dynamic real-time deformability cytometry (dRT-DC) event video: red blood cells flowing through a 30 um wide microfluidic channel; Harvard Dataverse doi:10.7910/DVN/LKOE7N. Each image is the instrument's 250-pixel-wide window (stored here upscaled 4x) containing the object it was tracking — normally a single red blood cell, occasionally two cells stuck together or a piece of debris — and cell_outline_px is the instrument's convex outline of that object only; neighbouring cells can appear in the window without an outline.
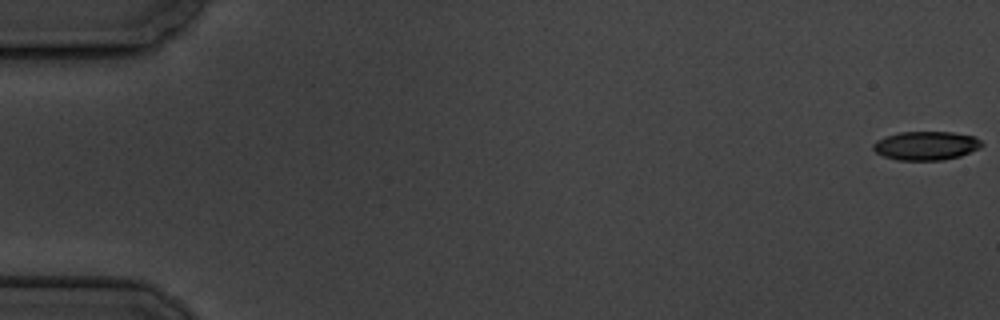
{"species": "common noctule bat (a hibernating species)", "species_latin": "Nyctalus noctula", "temperature_condition": "cold", "stored_images_in_passage": 6, "camera_frame_rate_fps": 3000, "um_per_image_px": 0.085, "animal": {"sex": "male", "body_mass_g": 19.5, "forearm_length_mm": 54.6}, "frame": {"image": 1, "passage_image": 1, "time_ms": 0.0, "image_size_px": [1000, 320], "cell_outline_px": [[984, 144], [980, 148], [960, 156], [944, 160], [896, 160], [884, 156], [876, 152], [872, 148], [872, 144], [876, 140], [884, 136], [900, 132], [952, 132], [976, 136]], "centroid_in_image_um": [78.71, 12.38], "position_along_channel_um": 6.3, "area_um2": 18.38}}
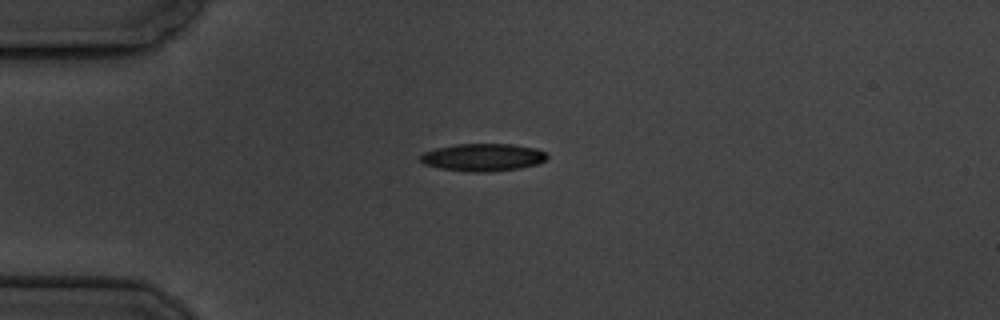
{"frame": {"image": 2, "passage_image": 5, "time_ms": 5.0, "image_size_px": [1000, 320], "cell_outline_px": [[548, 156], [544, 160], [536, 164], [520, 168], [484, 172], [472, 172], [440, 168], [424, 164], [420, 160], [420, 156], [424, 152], [436, 148], [456, 144], [512, 144], [536, 148], [544, 152]], "centroid_in_image_um": [41.03, 13.36], "position_along_channel_um": 44.0, "area_um2": 20.17}}